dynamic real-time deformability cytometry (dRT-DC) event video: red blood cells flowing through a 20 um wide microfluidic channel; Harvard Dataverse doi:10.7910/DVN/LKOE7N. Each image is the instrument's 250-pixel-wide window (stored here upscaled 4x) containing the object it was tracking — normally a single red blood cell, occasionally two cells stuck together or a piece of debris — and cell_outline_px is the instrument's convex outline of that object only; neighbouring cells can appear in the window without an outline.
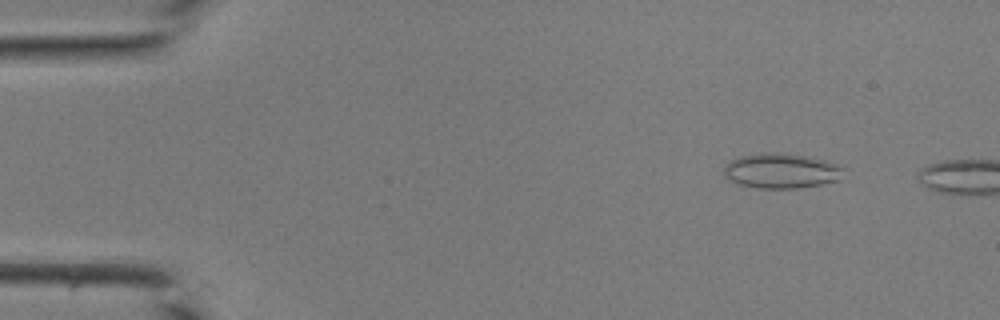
{"species": "common noctule bat (a hibernating species)", "species_latin": "Nyctalus noctula", "temperature_condition": "room temperature", "stored_images_in_passage": 8, "camera_frame_rate_fps": 3000, "um_per_image_px": 0.085, "animal": {"sex": "male", "body_mass_g": 19.0, "forearm_length_mm": 50.8}, "frame": {"image": 1, "passage_image": 5, "time_ms": 1.333, "image_size_px": [1000, 320], "cell_outline_px": [[848, 168], [840, 180], [800, 188], [760, 188], [740, 184], [724, 176], [724, 168], [728, 160], [736, 156], [764, 152], [780, 152], [812, 156]], "centroid_in_image_um": [66.45, 14.49], "position_along_channel_um": 18.6, "area_um2": 24.91}}